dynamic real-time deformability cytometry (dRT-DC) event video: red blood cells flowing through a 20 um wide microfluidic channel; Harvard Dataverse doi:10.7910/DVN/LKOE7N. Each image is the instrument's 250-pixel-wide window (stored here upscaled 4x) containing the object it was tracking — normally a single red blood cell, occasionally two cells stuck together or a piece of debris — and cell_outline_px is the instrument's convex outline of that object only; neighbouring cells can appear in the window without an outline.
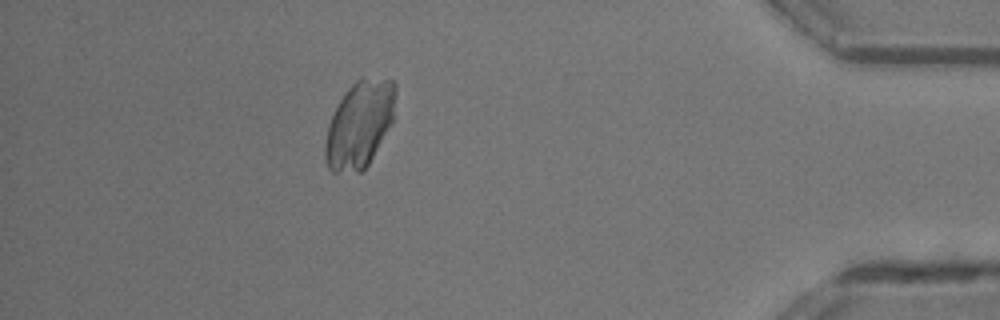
{"species": "common noctule bat (a hibernating species)", "species_latin": "Nyctalus noctula", "temperature_condition": "room temperature", "stored_images_in_passage": 34, "camera_frame_rate_fps": 3000, "um_per_image_px": 0.085, "animal": {"sex": "male", "body_mass_g": 13.3}, "frame": {"image": 1, "passage_image": 29, "time_ms": 9.333, "image_size_px": [1000, 320], "cell_outline_px": [[396, 92], [392, 124], [368, 164], [360, 172], [332, 172], [328, 168], [324, 156], [324, 144], [328, 124], [340, 100], [348, 88], [356, 80], [392, 80], [396, 84]], "centroid_in_image_um": [30.55, 10.62], "position_along_channel_um": 404.7, "area_um2": 35.14}}